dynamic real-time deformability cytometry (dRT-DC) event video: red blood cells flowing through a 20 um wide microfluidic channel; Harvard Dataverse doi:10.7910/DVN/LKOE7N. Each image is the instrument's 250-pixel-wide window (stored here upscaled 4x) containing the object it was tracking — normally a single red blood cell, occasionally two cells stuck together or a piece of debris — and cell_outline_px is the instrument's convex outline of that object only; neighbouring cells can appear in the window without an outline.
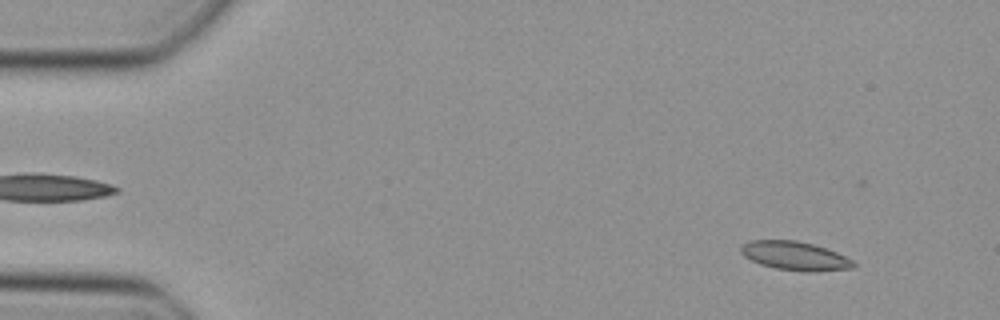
{"species": "Egyptian fruit bat (a non-hibernating species)", "species_latin": "Rousettus aegyptiacus", "temperature_condition": "cold", "stored_images_in_passage": 10, "camera_frame_rate_fps": 3000, "um_per_image_px": 0.085, "animal": {"sex": "female"}, "frame": {"image": 1, "passage_image": 4, "time_ms": 1.0, "image_size_px": [1000, 320], "cell_outline_px": [[856, 264], [852, 268], [812, 272], [808, 272], [776, 268], [760, 264], [744, 256], [740, 252], [740, 248], [748, 240], [796, 240], [812, 244], [836, 252], [852, 260]], "centroid_in_image_um": [67.55, 21.74], "position_along_channel_um": 17.5, "area_um2": 18.67}}